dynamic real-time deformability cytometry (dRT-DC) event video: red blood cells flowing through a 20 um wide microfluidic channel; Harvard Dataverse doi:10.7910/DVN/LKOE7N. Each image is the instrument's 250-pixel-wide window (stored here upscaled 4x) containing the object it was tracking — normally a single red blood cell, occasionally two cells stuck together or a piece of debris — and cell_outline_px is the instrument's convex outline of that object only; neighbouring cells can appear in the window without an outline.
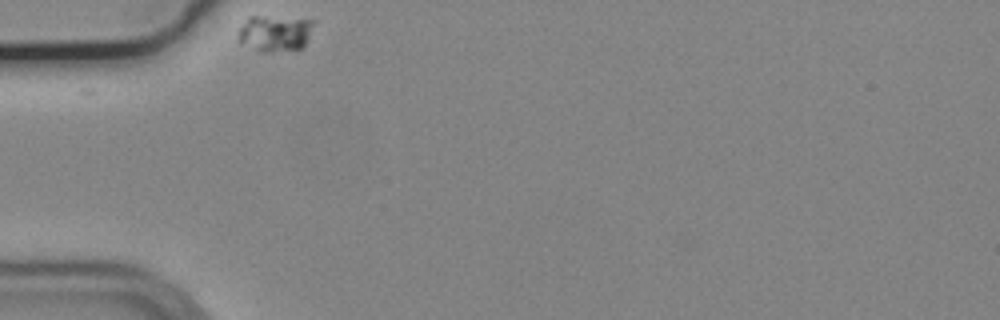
{"species": "common noctule bat (a hibernating species)", "species_latin": "Nyctalus noctula", "temperature_condition": "cold", "stored_images_in_passage": 7, "camera_frame_rate_fps": 3000, "um_per_image_px": 0.085, "animal": {"sex": "male", "body_mass_g": 19.2, "forearm_length_mm": 51.8}, "frame": {"image": 1, "passage_image": 1, "time_ms": 0.0, "image_size_px": [1000, 320], "cell_outline_px": [[316, 20], [308, 40], [300, 48], [272, 52], [260, 52], [240, 44], [236, 36], [240, 28], [248, 16], [264, 16]], "centroid_in_image_um": [23.34, 2.83], "position_along_channel_um": 61.7, "area_um2": 16.18}}
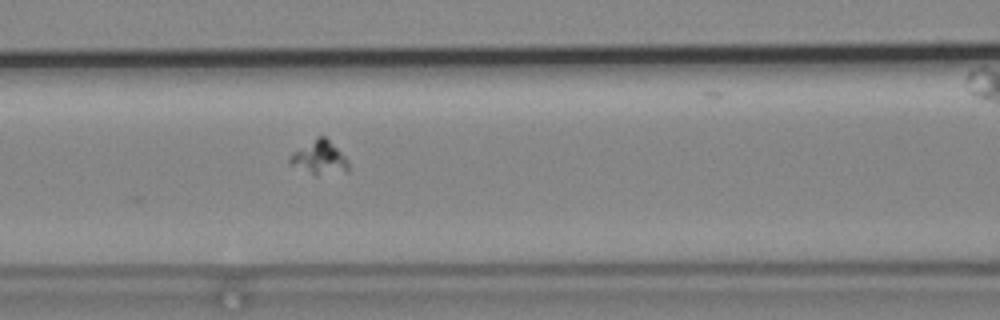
{"frame": {"image": 2, "passage_image": 4, "time_ms": 1.0, "image_size_px": [1000, 320], "cell_outline_px": [[348, 172], [316, 176], [292, 164], [288, 160], [292, 152], [316, 136], [324, 136], [348, 160]], "centroid_in_image_um": [27.15, 13.41], "position_along_channel_um": 139.4, "area_um2": 11.39}}